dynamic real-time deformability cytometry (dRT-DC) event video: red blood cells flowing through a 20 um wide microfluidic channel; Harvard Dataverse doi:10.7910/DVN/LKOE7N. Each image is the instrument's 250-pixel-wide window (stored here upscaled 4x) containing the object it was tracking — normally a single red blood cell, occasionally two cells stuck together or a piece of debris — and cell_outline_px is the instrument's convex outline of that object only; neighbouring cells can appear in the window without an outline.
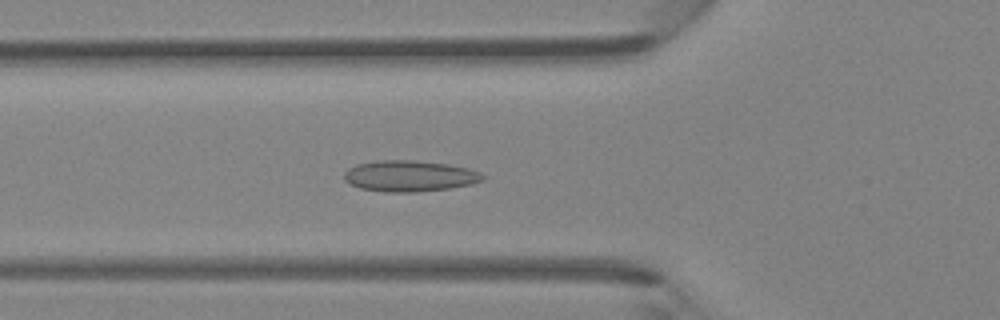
{"species": "Egyptian fruit bat (a non-hibernating species)", "species_latin": "Rousettus aegyptiacus", "temperature_condition": "room temperature", "stored_images_in_passage": 42, "camera_frame_rate_fps": 3000, "um_per_image_px": 0.085, "animal": {"sex": "female"}, "frame": {"image": 1, "passage_image": 13, "time_ms": 4.0, "image_size_px": [1000, 320], "cell_outline_px": [[484, 180], [472, 184], [448, 188], [416, 192], [384, 192], [360, 188], [348, 184], [344, 180], [344, 172], [348, 168], [356, 164], [380, 160], [412, 160], [448, 164], [468, 168], [480, 172], [484, 176]], "centroid_in_image_um": [34.78, 14.96], "position_along_channel_um": 91.0, "area_um2": 25.2}}
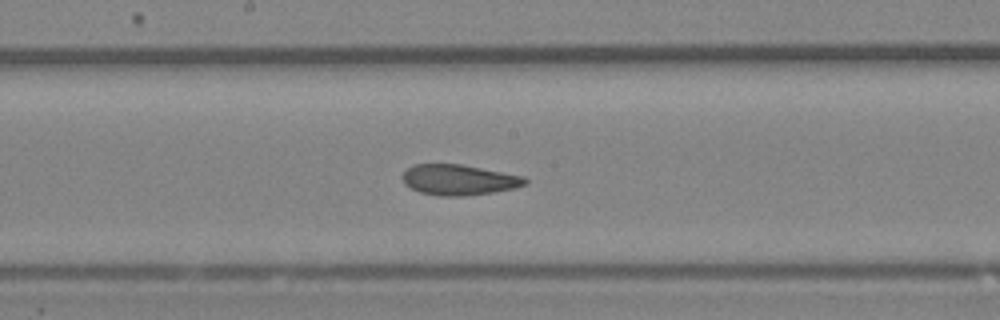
{"frame": {"image": 2, "passage_image": 21, "time_ms": 6.667, "image_size_px": [1000, 320], "cell_outline_px": [[528, 184], [516, 188], [492, 192], [464, 196], [436, 196], [420, 192], [404, 184], [400, 176], [412, 164], [460, 164], [524, 176], [528, 180]], "centroid_in_image_um": [38.99, 15.29], "position_along_channel_um": 209.2, "area_um2": 21.96}}
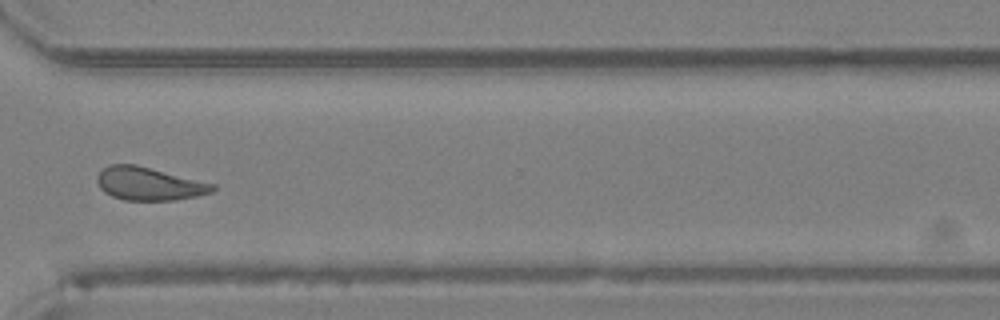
{"frame": {"image": 3, "passage_image": 31, "time_ms": 10.0, "image_size_px": [1000, 320], "cell_outline_px": [[216, 188], [212, 192], [196, 196], [176, 200], [124, 200], [112, 196], [104, 192], [100, 188], [96, 180], [96, 176], [108, 164], [136, 164], [216, 184]], "centroid_in_image_um": [12.66, 15.61], "position_along_channel_um": 357.9, "area_um2": 22.37}}